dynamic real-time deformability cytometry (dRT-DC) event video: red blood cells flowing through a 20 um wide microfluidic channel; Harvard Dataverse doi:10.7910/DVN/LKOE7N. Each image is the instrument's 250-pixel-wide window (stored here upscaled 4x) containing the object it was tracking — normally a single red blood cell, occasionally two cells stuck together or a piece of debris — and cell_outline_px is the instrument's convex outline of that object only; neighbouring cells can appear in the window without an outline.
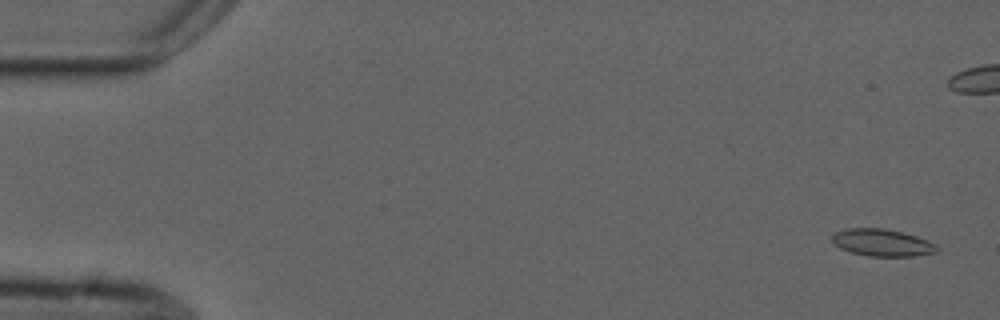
{"species": "common noctule bat (a hibernating species)", "species_latin": "Nyctalus noctula", "temperature_condition": "cold", "stored_images_in_passage": 55, "camera_frame_rate_fps": 3000, "um_per_image_px": 0.085, "animal": {"sex": "male", "forearm_length_mm": 52.5}, "frame": {"image": 1, "passage_image": 2, "time_ms": 0.333, "image_size_px": [1000, 320], "cell_outline_px": [[940, 248], [936, 252], [912, 256], [868, 256], [852, 252], [840, 248], [832, 240], [832, 236], [836, 232], [844, 228], [884, 228], [916, 236], [928, 240], [936, 244]], "centroid_in_image_um": [75.0, 20.62], "position_along_channel_um": 10.0, "area_um2": 16.47}}
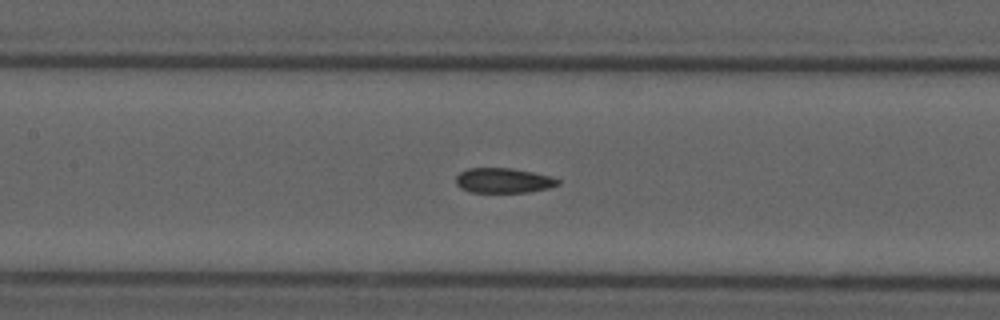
{"frame": {"image": 2, "passage_image": 25, "time_ms": 8.0, "image_size_px": [1000, 320], "cell_outline_px": [[560, 184], [548, 188], [528, 192], [468, 192], [460, 188], [456, 184], [456, 176], [460, 172], [468, 168], [512, 168], [552, 176], [560, 180]], "centroid_in_image_um": [42.78, 15.34], "position_along_channel_um": 164.6, "area_um2": 14.91}}
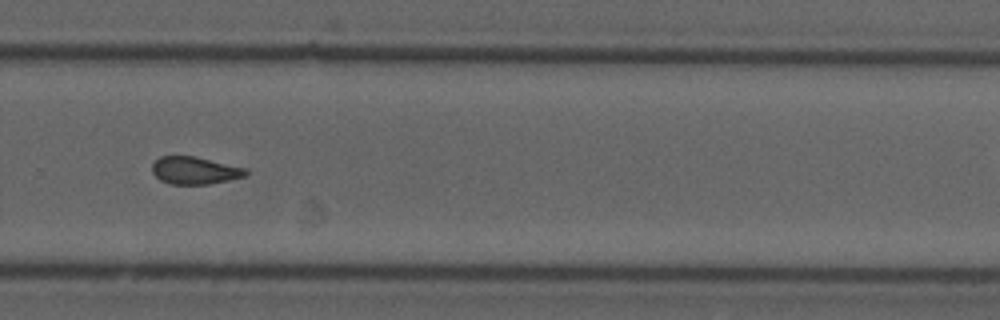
{"frame": {"image": 3, "passage_image": 37, "time_ms": 12.0, "image_size_px": [1000, 320], "cell_outline_px": [[248, 172], [244, 176], [228, 180], [208, 184], [172, 184], [160, 180], [152, 172], [152, 164], [160, 156], [192, 156], [248, 168]], "centroid_in_image_um": [16.55, 14.49], "position_along_channel_um": 313.3, "area_um2": 14.85}, "authors_computed_cell_mechanics": {"area_um2": 15.606, "velocity_mm_per_s": 3.7282, "shape_relaxation_time_tau1_ms": null, "shape_relaxation_time_tau2_ms": 2.5376, "deformation_change_tau1": null, "deformation_change_tau2": 0.0903}}